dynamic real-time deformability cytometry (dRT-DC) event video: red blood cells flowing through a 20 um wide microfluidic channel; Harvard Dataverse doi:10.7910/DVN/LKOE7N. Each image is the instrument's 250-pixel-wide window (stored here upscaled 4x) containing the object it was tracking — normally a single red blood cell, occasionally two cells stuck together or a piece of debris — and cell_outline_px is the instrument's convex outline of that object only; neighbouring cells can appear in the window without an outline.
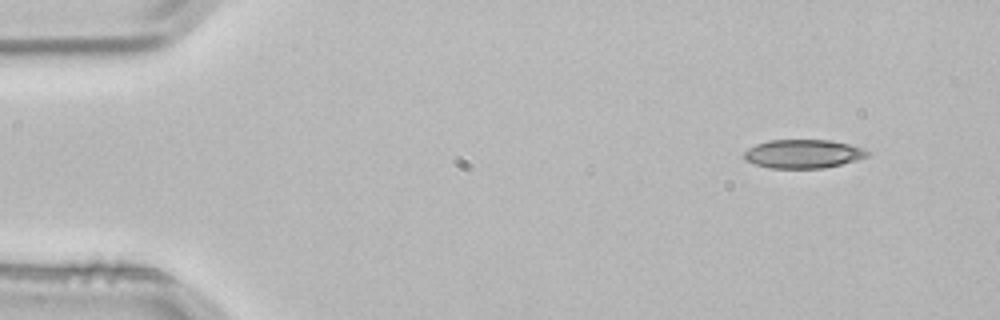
{"species": "common noctule bat (a hibernating species)", "species_latin": "Nyctalus noctula", "temperature_condition": "room temperature", "stored_images_in_passage": 3, "camera_frame_rate_fps": 3000, "um_per_image_px": 0.085, "animal": {"sex": "male", "body_mass_g": 21.5, "forearm_length_mm": 52.0}, "frame": {"image": 1, "passage_image": 1, "time_ms": 0.0, "image_size_px": [1000, 320], "cell_outline_px": [[868, 156], [856, 160], [824, 168], [768, 168], [744, 160], [744, 152], [748, 148], [756, 144], [768, 140], [828, 140], [848, 144], [864, 148], [868, 152]], "centroid_in_image_um": [68.23, 13.07], "position_along_channel_um": 16.8, "area_um2": 20.52}}
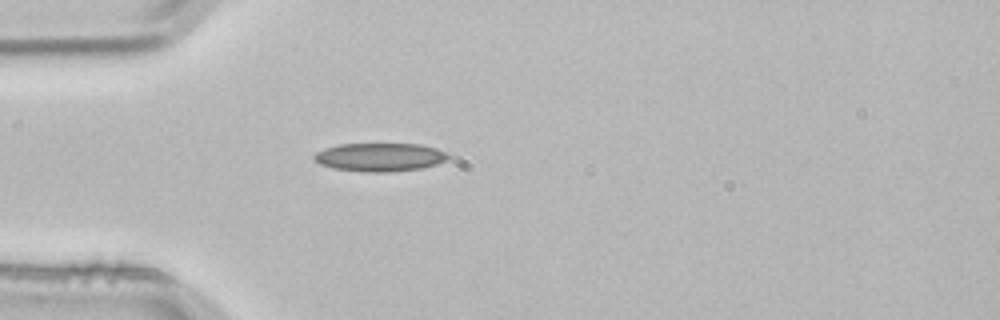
{"frame": {"image": 2, "passage_image": 3, "time_ms": 0.667, "image_size_px": [1000, 320], "cell_outline_px": [[452, 156], [448, 160], [436, 164], [420, 168], [388, 172], [360, 172], [332, 168], [320, 164], [312, 156], [316, 152], [324, 148], [340, 144], [420, 144], [436, 148], [448, 152]], "centroid_in_image_um": [32.31, 13.36], "position_along_channel_um": 52.7, "area_um2": 22.37}}